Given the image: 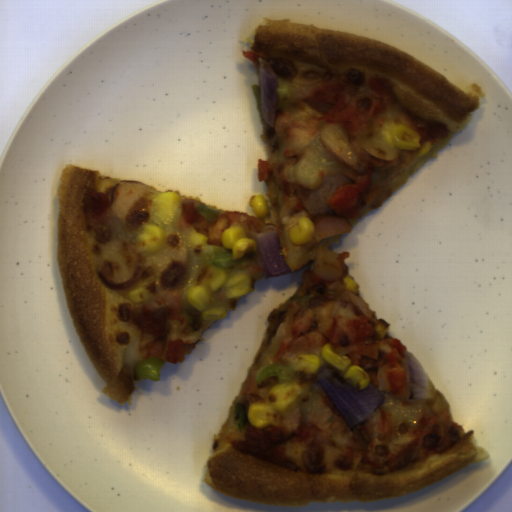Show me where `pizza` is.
Wrapping results in <instances>:
<instances>
[{"mask_svg": "<svg viewBox=\"0 0 512 512\" xmlns=\"http://www.w3.org/2000/svg\"><path fill=\"white\" fill-rule=\"evenodd\" d=\"M124 179L107 176L97 169L65 164L57 188V265L70 317L83 349L105 382L100 391L122 407H132L137 389L135 362L144 361V336L139 328L118 317V307H132L130 291L144 288L147 300L168 291L181 295L179 320H169L163 346L182 339L187 354L193 353L203 332L220 318L203 319L188 300L190 285H201L211 268L198 254L208 237L190 229H180L176 217L164 229L160 250L140 253L143 260L139 279L124 290L103 284L96 266V243L102 225L90 227L84 210L82 191L89 187L112 197ZM186 354V355H187Z\"/></svg>", "mask_w": 512, "mask_h": 512, "instance_id": "1", "label": "pizza"}, {"mask_svg": "<svg viewBox=\"0 0 512 512\" xmlns=\"http://www.w3.org/2000/svg\"><path fill=\"white\" fill-rule=\"evenodd\" d=\"M238 41L250 50L242 56L259 67L269 63L278 80V106L295 102L301 91L346 73H367L381 78L413 117L443 123L448 135L432 144L424 157L417 150L399 149L398 163L387 168L374 165L372 180L384 186L359 214L348 219L353 226L388 200L414 173L473 120L486 92L475 82L462 90L450 79L409 52L378 38L319 28L288 19L263 17ZM352 226V227H353Z\"/></svg>", "mask_w": 512, "mask_h": 512, "instance_id": "2", "label": "pizza"}, {"mask_svg": "<svg viewBox=\"0 0 512 512\" xmlns=\"http://www.w3.org/2000/svg\"><path fill=\"white\" fill-rule=\"evenodd\" d=\"M302 283L303 278L288 300L273 308L267 316L270 324L266 335L222 425L213 433L211 452L202 478L209 488L234 498L271 505L304 506L312 501L368 503L411 494L490 457L487 448L474 442L475 431L472 428L468 432L463 430L440 453L423 460L409 461L398 470H377L362 463L361 452L353 455L351 468H333L341 453L339 449L326 445L323 451L325 472L308 473L304 469V445L298 441H290L283 446L301 467L298 470L234 449L230 441L245 440L251 424L247 400L242 396L249 374L267 364H274V356L286 336V313L290 303L294 300L302 306L316 295L299 294ZM237 402L244 403L246 410L247 422L242 430L235 423L233 405Z\"/></svg>", "mask_w": 512, "mask_h": 512, "instance_id": "3", "label": "pizza"}, {"mask_svg": "<svg viewBox=\"0 0 512 512\" xmlns=\"http://www.w3.org/2000/svg\"><path fill=\"white\" fill-rule=\"evenodd\" d=\"M265 202L268 209L264 221L263 232L277 231L279 243L283 250V258L291 271H298L310 261H315L320 248L329 249L343 234L328 236L320 239L310 250L303 244H293L290 238V229L298 225L301 217L312 216L303 209L299 212L289 211L283 207L273 206L268 188L265 185ZM262 232V233H263Z\"/></svg>", "mask_w": 512, "mask_h": 512, "instance_id": "4", "label": "pizza"}, {"mask_svg": "<svg viewBox=\"0 0 512 512\" xmlns=\"http://www.w3.org/2000/svg\"><path fill=\"white\" fill-rule=\"evenodd\" d=\"M429 383L431 387L432 398L418 400L415 402H410L408 399L403 400L398 397H393L392 392H385L380 390L384 395V400L379 409L387 411L392 415L394 422L392 436L418 426L423 408H429L432 406L436 399H441L448 404L450 420L455 421L450 403L446 400L439 388H437L430 381Z\"/></svg>", "mask_w": 512, "mask_h": 512, "instance_id": "5", "label": "pizza"}, {"mask_svg": "<svg viewBox=\"0 0 512 512\" xmlns=\"http://www.w3.org/2000/svg\"><path fill=\"white\" fill-rule=\"evenodd\" d=\"M315 378L313 374L308 375L297 371L294 380L301 390V395L294 399L300 408L301 423L307 417L318 392L323 388L319 383L312 388Z\"/></svg>", "mask_w": 512, "mask_h": 512, "instance_id": "6", "label": "pizza"}, {"mask_svg": "<svg viewBox=\"0 0 512 512\" xmlns=\"http://www.w3.org/2000/svg\"><path fill=\"white\" fill-rule=\"evenodd\" d=\"M242 261L241 265L234 266L231 268L222 269L227 274L234 273H244L248 277L252 279V287L250 291L253 289L255 283L261 279L265 274L258 265L254 254L245 255L240 259Z\"/></svg>", "mask_w": 512, "mask_h": 512, "instance_id": "7", "label": "pizza"}, {"mask_svg": "<svg viewBox=\"0 0 512 512\" xmlns=\"http://www.w3.org/2000/svg\"><path fill=\"white\" fill-rule=\"evenodd\" d=\"M242 297L238 296L237 298ZM237 298H226L222 290L211 295V307H225L228 313L237 312ZM210 307V308H211Z\"/></svg>", "mask_w": 512, "mask_h": 512, "instance_id": "8", "label": "pizza"}, {"mask_svg": "<svg viewBox=\"0 0 512 512\" xmlns=\"http://www.w3.org/2000/svg\"><path fill=\"white\" fill-rule=\"evenodd\" d=\"M353 293L356 294L358 297H360L363 300V302L366 304V306L369 308V310L372 312L373 316L375 317L377 323L375 325H373V327H374V333H375L376 337H378L379 339L382 337H385L386 334H388L390 331L389 322L378 317L375 314V312L371 309V307L368 305V303L364 300V298L358 292L357 293L353 292Z\"/></svg>", "mask_w": 512, "mask_h": 512, "instance_id": "9", "label": "pizza"}, {"mask_svg": "<svg viewBox=\"0 0 512 512\" xmlns=\"http://www.w3.org/2000/svg\"><path fill=\"white\" fill-rule=\"evenodd\" d=\"M146 185H147V184H146ZM147 186H149L150 188H152V189H153V191H154V193H155L156 197H157L158 195H160V194L164 193V192H174V193H177V194L179 195L180 199H182V198H192V199H194V200H197L199 203H203V204H205L206 206H209V207H211V208H213V209H215V210H220V212H221V211H225V210H221V209H219V208H218V207H216L215 205H212V204H210V203H208V202L204 201V200H203V199H201V198L196 197L194 194H182V193H181V191H180V189L170 188V189H166V190H164V191H161V190H159V189H158V188H156V187H153V186H150V185H147Z\"/></svg>", "mask_w": 512, "mask_h": 512, "instance_id": "10", "label": "pizza"}, {"mask_svg": "<svg viewBox=\"0 0 512 512\" xmlns=\"http://www.w3.org/2000/svg\"><path fill=\"white\" fill-rule=\"evenodd\" d=\"M269 127H270V125L268 123L264 127L262 126L261 133H260V138H262L264 140L265 148H266V150H267V152L269 154V158H270L271 155H272L273 150H272V148H271V146L269 144V141L267 139V136H266V133H267Z\"/></svg>", "mask_w": 512, "mask_h": 512, "instance_id": "11", "label": "pizza"}]
</instances>
